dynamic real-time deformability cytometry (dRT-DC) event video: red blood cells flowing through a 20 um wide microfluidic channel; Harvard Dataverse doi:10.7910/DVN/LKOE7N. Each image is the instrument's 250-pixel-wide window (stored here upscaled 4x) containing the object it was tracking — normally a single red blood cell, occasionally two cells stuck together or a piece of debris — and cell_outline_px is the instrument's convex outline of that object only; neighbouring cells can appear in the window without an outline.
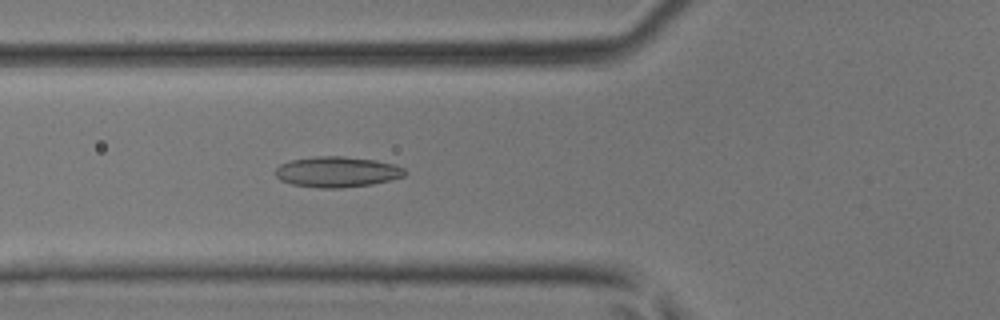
{"species": "common noctule bat (a hibernating species)", "species_latin": "Nyctalus noctula", "temperature_condition": "room temperature", "stored_images_in_passage": 27, "camera_frame_rate_fps": 3000, "um_per_image_px": 0.085, "animal": {"sex": "male", "body_mass_g": 17.9, "forearm_length_mm": 54.2}, "frame": {"image": 1, "passage_image": 8, "time_ms": 2.333, "image_size_px": [1000, 320], "cell_outline_px": [[408, 172], [404, 176], [372, 184], [340, 188], [320, 188], [292, 184], [280, 180], [276, 176], [276, 168], [280, 164], [292, 160], [316, 156], [344, 156], [376, 160], [396, 164], [404, 168]], "centroid_in_image_um": [28.68, 14.6], "position_along_channel_um": 97.1, "area_um2": 23.12}}
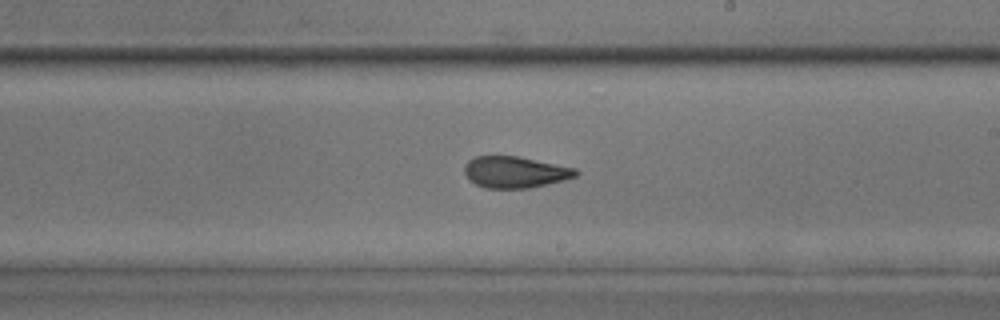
{"frame": {"image": 2, "passage_image": 18, "time_ms": 5.667, "image_size_px": [1000, 320], "cell_outline_px": [[580, 172], [576, 176], [564, 180], [528, 188], [484, 188], [468, 180], [464, 172], [464, 164], [468, 160], [476, 156], [516, 156], [576, 168]], "centroid_in_image_um": [43.75, 14.63], "position_along_channel_um": 245.3, "area_um2": 20.4}}
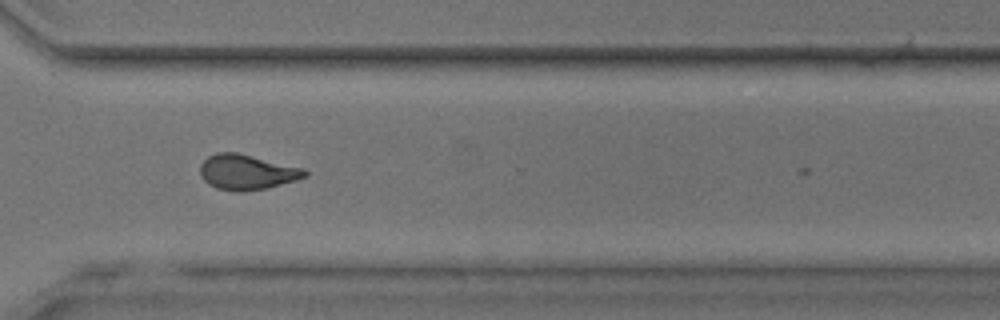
{"frame": {"image": 3, "passage_image": 25, "time_ms": 8.0, "image_size_px": [1000, 320], "cell_outline_px": [[308, 176], [296, 180], [268, 188], [240, 192], [216, 188], [208, 184], [200, 176], [200, 164], [208, 156], [216, 152], [236, 152], [304, 168], [308, 172]], "centroid_in_image_um": [20.98, 14.63], "position_along_channel_um": 349.6, "area_um2": 21.56}}